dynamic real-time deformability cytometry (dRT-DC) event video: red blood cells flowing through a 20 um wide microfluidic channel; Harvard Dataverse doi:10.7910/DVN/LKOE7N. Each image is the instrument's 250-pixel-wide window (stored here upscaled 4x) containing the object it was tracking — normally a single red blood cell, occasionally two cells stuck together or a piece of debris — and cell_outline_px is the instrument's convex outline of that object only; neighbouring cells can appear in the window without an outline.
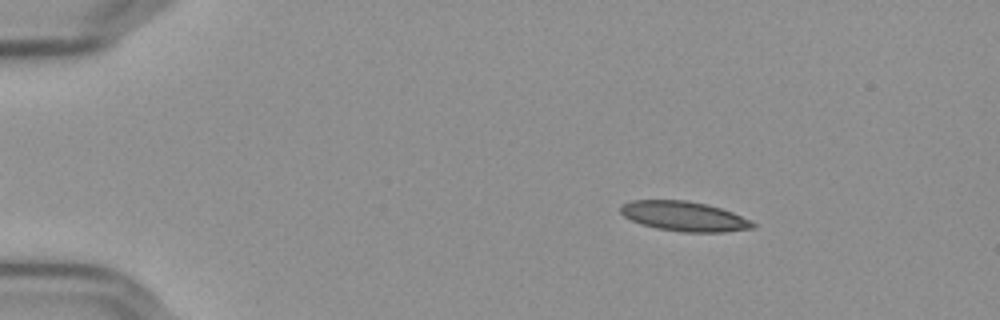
{"species": "Egyptian fruit bat (a non-hibernating species)", "species_latin": "Rousettus aegyptiacus", "temperature_condition": "cold", "stored_images_in_passage": 56, "camera_frame_rate_fps": 3000, "um_per_image_px": 0.085, "frame": {"image": 1, "passage_image": 9, "time_ms": 2.667, "image_size_px": [1000, 320], "cell_outline_px": [[756, 228], [724, 232], [684, 232], [656, 228], [640, 224], [624, 216], [620, 212], [620, 204], [632, 200], [684, 200], [708, 204], [732, 212], [752, 220], [756, 224]], "centroid_in_image_um": [58.17, 18.38], "position_along_channel_um": 26.8, "area_um2": 23.12}}
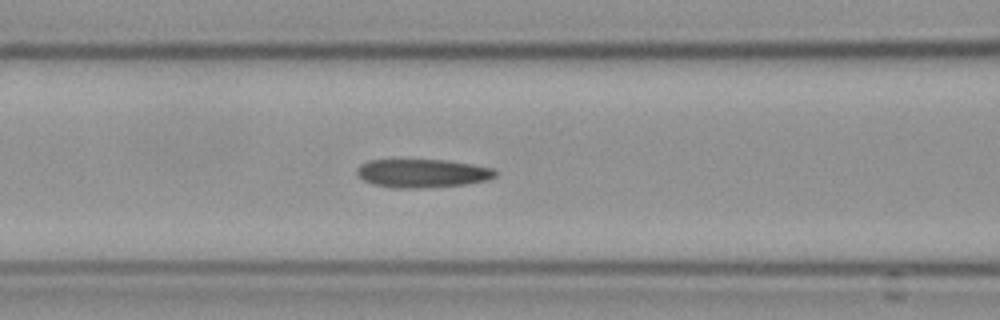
{"frame": {"image": 2, "passage_image": 24, "time_ms": 7.667, "image_size_px": [1000, 320], "cell_outline_px": [[496, 176], [488, 180], [464, 184], [416, 188], [396, 188], [372, 184], [364, 180], [356, 172], [356, 168], [360, 164], [368, 160], [448, 160], [472, 164], [492, 168], [496, 172]], "centroid_in_image_um": [35.88, 14.72], "position_along_channel_um": 130.7, "area_um2": 22.83}}
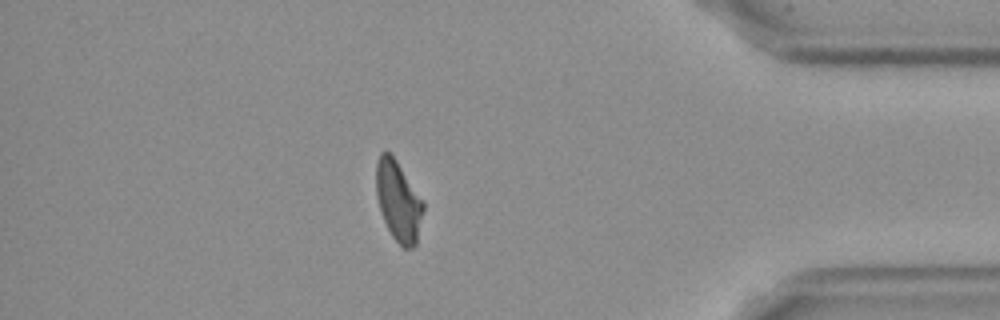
{"frame": {"image": 3, "passage_image": 49, "time_ms": 16.0, "image_size_px": [1000, 320], "cell_outline_px": [[424, 208], [416, 244], [412, 248], [404, 248], [392, 236], [384, 220], [376, 196], [376, 160], [380, 152], [388, 152], [396, 160], [424, 200]], "centroid_in_image_um": [33.86, 17.07], "position_along_channel_um": 401.3, "area_um2": 21.96}, "authors_computed_cell_mechanics": {"area_um2": 22.831, "velocity_mm_per_s": 3.6349, "shape_relaxation_time_tau1_ms": 4.057, "shape_relaxation_time_tau2_ms": 2.5686, "deformation_change_tau1": 0.1583, "deformation_change_tau2": 0.1274}}